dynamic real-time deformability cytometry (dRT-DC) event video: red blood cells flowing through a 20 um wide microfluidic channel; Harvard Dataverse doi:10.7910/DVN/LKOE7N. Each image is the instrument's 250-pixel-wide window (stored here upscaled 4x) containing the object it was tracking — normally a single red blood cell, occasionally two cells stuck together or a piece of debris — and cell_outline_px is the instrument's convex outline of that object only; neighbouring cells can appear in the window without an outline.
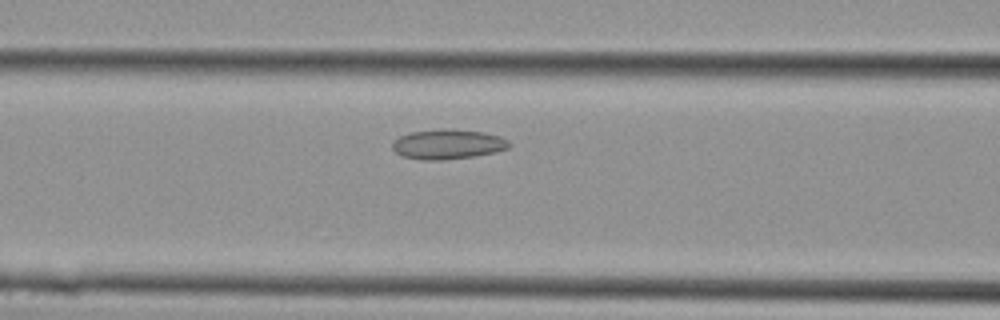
{"species": "Egyptian fruit bat (a non-hibernating species)", "species_latin": "Rousettus aegyptiacus", "temperature_condition": "cold", "stored_images_in_passage": 12, "camera_frame_rate_fps": 3000, "um_per_image_px": 0.085, "animal": {"sex": "female"}, "frame": {"image": 1, "passage_image": 6, "time_ms": 1.667, "image_size_px": [1000, 320], "cell_outline_px": [[508, 148], [496, 152], [472, 156], [440, 160], [424, 160], [400, 156], [392, 148], [392, 140], [400, 136], [412, 132], [444, 128], [452, 128], [480, 132], [500, 136], [508, 140]], "centroid_in_image_um": [38.02, 12.25], "position_along_channel_um": 128.6, "area_um2": 20.23}}
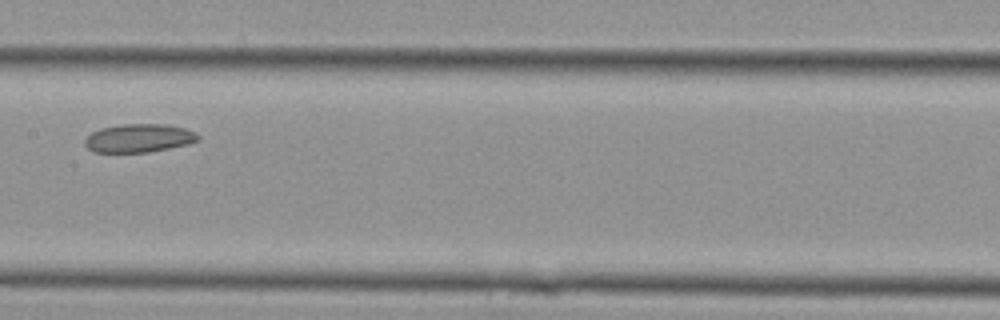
{"frame": {"image": 2, "passage_image": 9, "time_ms": 2.667, "image_size_px": [1000, 320], "cell_outline_px": [[200, 140], [188, 144], [148, 152], [92, 152], [84, 144], [84, 140], [92, 132], [100, 128], [120, 124], [164, 124], [184, 128], [196, 132], [200, 136]], "centroid_in_image_um": [11.81, 11.74], "position_along_channel_um": 195.6, "area_um2": 18.79}}
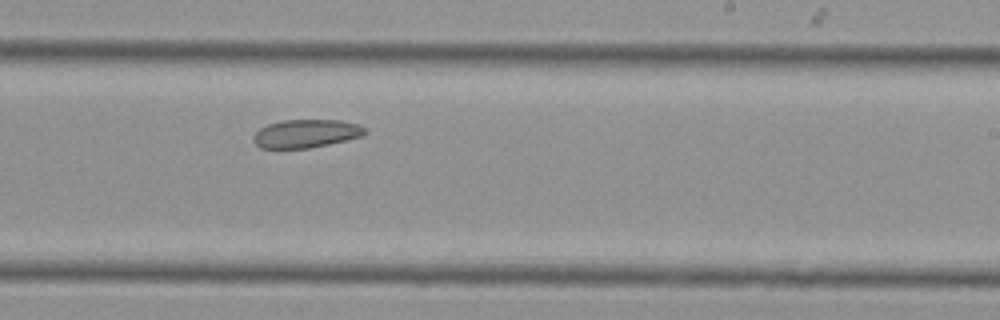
{"frame": {"image": 3, "passage_image": 12, "time_ms": 3.667, "image_size_px": [1000, 320], "cell_outline_px": [[368, 132], [364, 136], [328, 144], [308, 148], [260, 148], [252, 140], [252, 136], [260, 128], [268, 124], [284, 120], [340, 120], [360, 124]], "centroid_in_image_um": [26.03, 11.35], "position_along_channel_um": 263.0, "area_um2": 18.44}}